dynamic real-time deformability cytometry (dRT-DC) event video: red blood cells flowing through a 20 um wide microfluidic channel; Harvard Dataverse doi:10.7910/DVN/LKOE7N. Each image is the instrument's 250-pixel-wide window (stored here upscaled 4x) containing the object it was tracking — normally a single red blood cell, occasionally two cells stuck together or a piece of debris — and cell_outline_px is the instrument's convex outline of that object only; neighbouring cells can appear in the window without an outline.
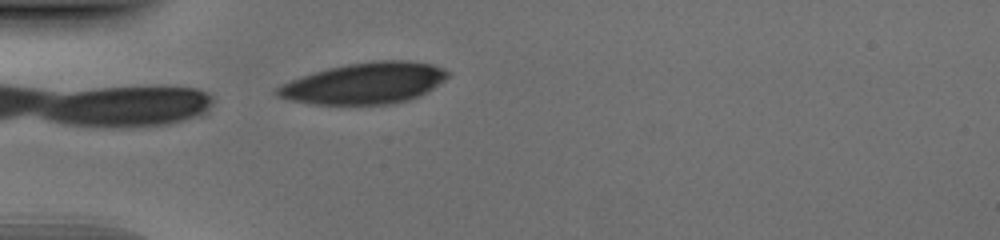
{"species": "human", "species_latin": "Homo sapiens", "temperature_condition": "cold", "stored_images_in_passage": 31, "camera_frame_rate_fps": 3000, "um_per_image_px": 0.085, "donor": {"sex": "male"}, "frame": {"image": 1, "passage_image": 1, "time_ms": 0.0, "image_size_px": [1000, 240], "cell_outline_px": [[448, 76], [444, 80], [420, 96], [408, 100], [392, 104], [312, 104], [288, 100], [276, 96], [272, 92], [272, 88], [280, 84], [300, 76], [312, 72], [328, 68], [348, 64], [376, 60], [408, 60], [432, 64], [444, 68], [448, 72]], "centroid_in_image_um": [30.92, 7.08], "position_along_channel_um": 54.1, "area_um2": 41.33}}
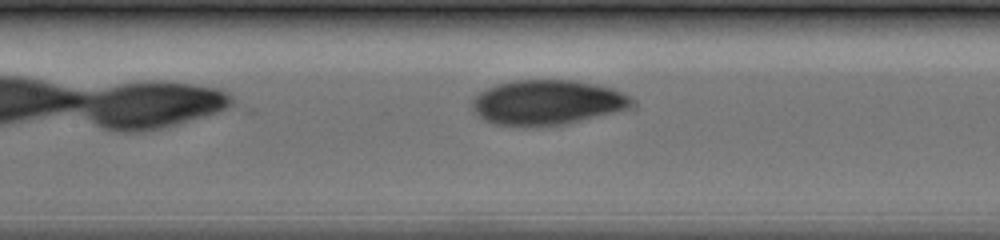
{"frame": {"image": 2, "passage_image": 10, "time_ms": 3.0, "image_size_px": [1000, 240], "cell_outline_px": [[636, 104], [616, 112], [568, 124], [492, 124], [484, 120], [472, 112], [472, 100], [484, 88], [496, 84], [512, 80], [572, 80], [596, 84], [616, 88], [624, 92]], "centroid_in_image_um": [46.52, 8.67], "position_along_channel_um": 160.9, "area_um2": 41.62}}
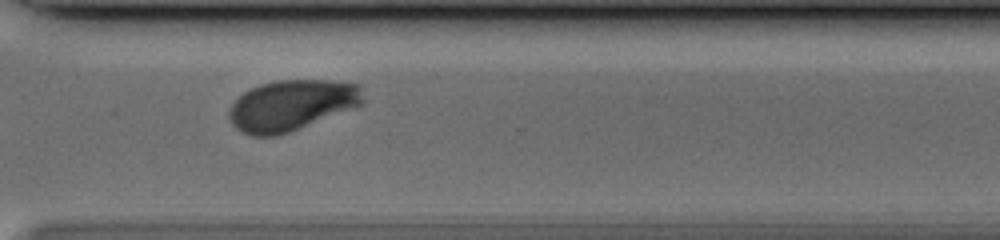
{"frame": {"image": 3, "passage_image": 24, "time_ms": 7.667, "image_size_px": [1000, 240], "cell_outline_px": [[364, 104], [288, 132], [276, 136], [252, 136], [236, 128], [232, 124], [228, 116], [228, 112], [232, 104], [244, 92], [260, 84], [276, 80], [332, 80], [360, 84], [364, 100]], "centroid_in_image_um": [24.8, 8.93], "position_along_channel_um": 345.8, "area_um2": 39.48}}